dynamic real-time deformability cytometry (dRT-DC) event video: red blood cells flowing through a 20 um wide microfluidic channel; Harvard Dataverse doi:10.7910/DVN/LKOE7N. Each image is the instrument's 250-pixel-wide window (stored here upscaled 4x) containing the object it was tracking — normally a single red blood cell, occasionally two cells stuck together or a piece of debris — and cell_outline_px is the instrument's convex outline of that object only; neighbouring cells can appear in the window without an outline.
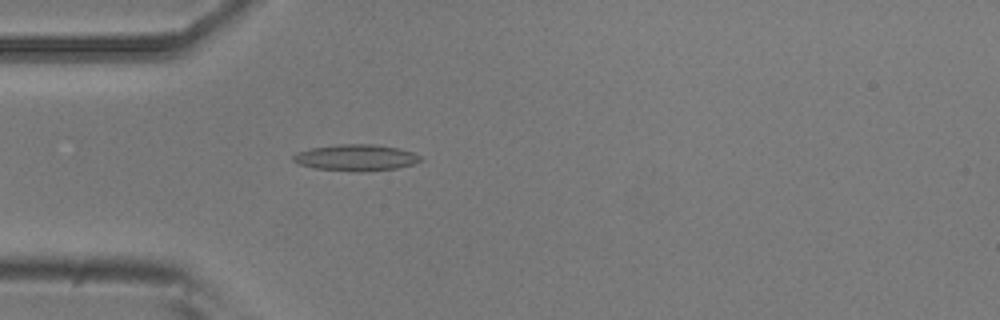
{"species": "common noctule bat (a hibernating species)", "species_latin": "Nyctalus noctula", "temperature_condition": "room temperature", "stored_images_in_passage": 16, "camera_frame_rate_fps": 3000, "um_per_image_px": 0.085, "animal": {"sex": "male", "body_mass_g": 20.5, "forearm_length_mm": 52.5}, "frame": {"image": 1, "passage_image": 2, "time_ms": 0.333, "image_size_px": [1000, 320], "cell_outline_px": [[424, 160], [412, 164], [396, 168], [360, 172], [352, 172], [316, 168], [300, 164], [292, 160], [292, 156], [296, 152], [312, 148], [336, 144], [372, 144], [400, 148], [412, 152], [420, 156]], "centroid_in_image_um": [30.26, 13.4], "position_along_channel_um": 54.7, "area_um2": 19.59}}
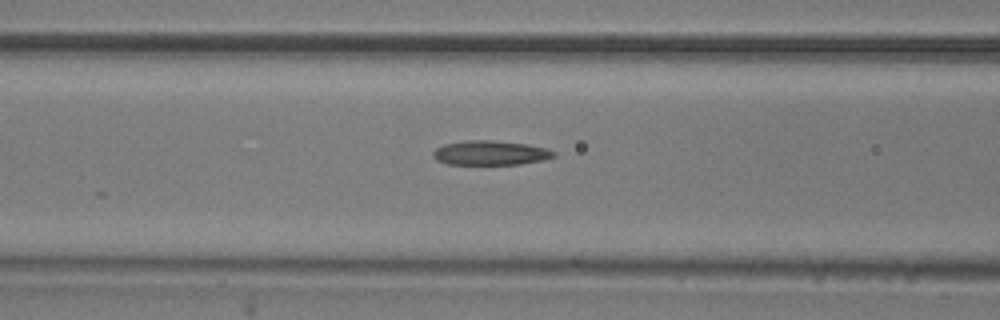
{"frame": {"image": 2, "passage_image": 8, "time_ms": 2.333, "image_size_px": [1000, 320], "cell_outline_px": [[556, 156], [540, 160], [520, 164], [448, 164], [436, 160], [432, 156], [432, 152], [436, 148], [444, 144], [468, 140], [492, 140], [528, 144], [544, 148], [556, 152]], "centroid_in_image_um": [41.65, 12.99], "position_along_channel_um": 125.0, "area_um2": 17.11}}
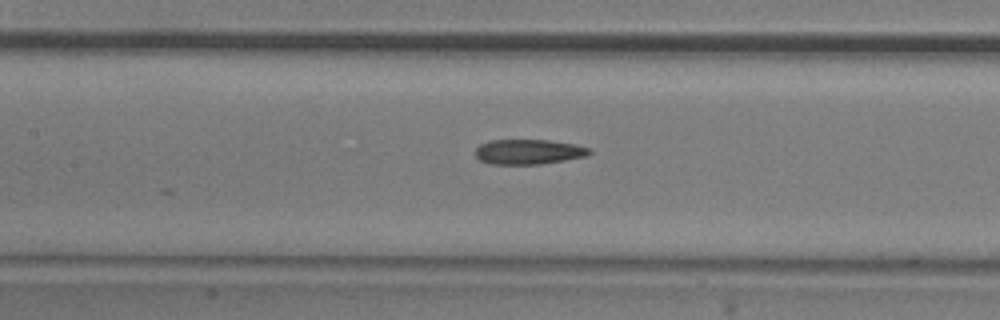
{"frame": {"image": 3, "passage_image": 11, "time_ms": 3.333, "image_size_px": [1000, 320], "cell_outline_px": [[592, 152], [588, 156], [540, 164], [488, 164], [480, 160], [476, 156], [476, 148], [480, 144], [488, 140], [548, 140], [576, 144], [592, 148]], "centroid_in_image_um": [44.95, 12.9], "position_along_channel_um": 162.4, "area_um2": 16.76}}